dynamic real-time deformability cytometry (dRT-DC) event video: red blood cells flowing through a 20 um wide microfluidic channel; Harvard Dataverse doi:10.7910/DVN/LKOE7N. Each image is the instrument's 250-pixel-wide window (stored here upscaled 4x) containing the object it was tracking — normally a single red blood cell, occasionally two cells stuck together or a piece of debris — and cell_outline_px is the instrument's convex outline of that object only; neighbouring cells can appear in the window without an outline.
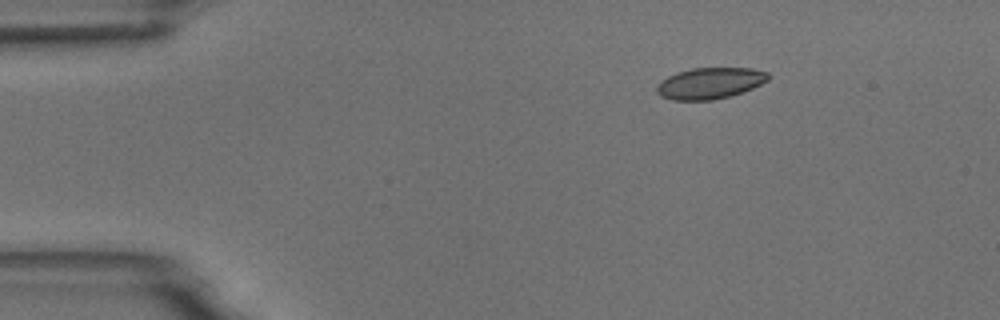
{"species": "common noctule bat (a hibernating species)", "species_latin": "Nyctalus noctula", "temperature_condition": "room temperature", "stored_images_in_passage": 4, "camera_frame_rate_fps": 3000, "um_per_image_px": 0.085, "animal": {"sex": "male", "body_mass_g": 18.8}, "frame": {"image": 1, "passage_image": 2, "time_ms": 2.333, "image_size_px": [1000, 320], "cell_outline_px": [[772, 76], [768, 80], [752, 88], [728, 96], [712, 100], [672, 100], [660, 96], [656, 92], [656, 84], [660, 80], [676, 72], [692, 68], [752, 68], [768, 72]], "centroid_in_image_um": [60.31, 7.06], "position_along_channel_um": 24.7, "area_um2": 20.4}}